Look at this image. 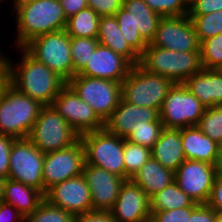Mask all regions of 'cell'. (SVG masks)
Masks as SVG:
<instances>
[{"instance_id":"6da1fadb","label":"cell","mask_w":222,"mask_h":222,"mask_svg":"<svg viewBox=\"0 0 222 222\" xmlns=\"http://www.w3.org/2000/svg\"><path fill=\"white\" fill-rule=\"evenodd\" d=\"M19 51L20 63L18 61L15 65L2 53V66L6 71L8 83L43 106L52 105L67 82L44 63L37 61L23 47L19 48Z\"/></svg>"},{"instance_id":"7a4b0ae2","label":"cell","mask_w":222,"mask_h":222,"mask_svg":"<svg viewBox=\"0 0 222 222\" xmlns=\"http://www.w3.org/2000/svg\"><path fill=\"white\" fill-rule=\"evenodd\" d=\"M13 5L17 49L35 37L65 29L67 17L59 0H28Z\"/></svg>"},{"instance_id":"3957f363","label":"cell","mask_w":222,"mask_h":222,"mask_svg":"<svg viewBox=\"0 0 222 222\" xmlns=\"http://www.w3.org/2000/svg\"><path fill=\"white\" fill-rule=\"evenodd\" d=\"M42 107L7 83L0 94V134L28 138Z\"/></svg>"},{"instance_id":"277c9868","label":"cell","mask_w":222,"mask_h":222,"mask_svg":"<svg viewBox=\"0 0 222 222\" xmlns=\"http://www.w3.org/2000/svg\"><path fill=\"white\" fill-rule=\"evenodd\" d=\"M114 16L124 38L141 56L154 39L162 17L144 0H122V7Z\"/></svg>"},{"instance_id":"5b68a950","label":"cell","mask_w":222,"mask_h":222,"mask_svg":"<svg viewBox=\"0 0 222 222\" xmlns=\"http://www.w3.org/2000/svg\"><path fill=\"white\" fill-rule=\"evenodd\" d=\"M140 65L150 73L158 74L175 83H184L202 69L200 52L171 51L147 46Z\"/></svg>"},{"instance_id":"8992f818","label":"cell","mask_w":222,"mask_h":222,"mask_svg":"<svg viewBox=\"0 0 222 222\" xmlns=\"http://www.w3.org/2000/svg\"><path fill=\"white\" fill-rule=\"evenodd\" d=\"M173 82L161 75L145 70L140 64L134 65L121 83L122 98L140 107L161 109L167 92Z\"/></svg>"},{"instance_id":"52a82bcc","label":"cell","mask_w":222,"mask_h":222,"mask_svg":"<svg viewBox=\"0 0 222 222\" xmlns=\"http://www.w3.org/2000/svg\"><path fill=\"white\" fill-rule=\"evenodd\" d=\"M85 151V164L105 169L125 179L124 138L105 127L80 135Z\"/></svg>"},{"instance_id":"ba28073f","label":"cell","mask_w":222,"mask_h":222,"mask_svg":"<svg viewBox=\"0 0 222 222\" xmlns=\"http://www.w3.org/2000/svg\"><path fill=\"white\" fill-rule=\"evenodd\" d=\"M28 139L43 154L68 148L75 144L80 135L52 105L41 108Z\"/></svg>"},{"instance_id":"9c48e42d","label":"cell","mask_w":222,"mask_h":222,"mask_svg":"<svg viewBox=\"0 0 222 222\" xmlns=\"http://www.w3.org/2000/svg\"><path fill=\"white\" fill-rule=\"evenodd\" d=\"M70 45L71 37L61 30L35 37L23 48L68 83L74 77Z\"/></svg>"},{"instance_id":"30bf717a","label":"cell","mask_w":222,"mask_h":222,"mask_svg":"<svg viewBox=\"0 0 222 222\" xmlns=\"http://www.w3.org/2000/svg\"><path fill=\"white\" fill-rule=\"evenodd\" d=\"M205 107L183 83H175L167 92L160 113L164 128L181 129L196 126Z\"/></svg>"},{"instance_id":"8fae6325","label":"cell","mask_w":222,"mask_h":222,"mask_svg":"<svg viewBox=\"0 0 222 222\" xmlns=\"http://www.w3.org/2000/svg\"><path fill=\"white\" fill-rule=\"evenodd\" d=\"M67 84L104 122L122 99L121 83L112 80L75 75Z\"/></svg>"},{"instance_id":"7c38bea8","label":"cell","mask_w":222,"mask_h":222,"mask_svg":"<svg viewBox=\"0 0 222 222\" xmlns=\"http://www.w3.org/2000/svg\"><path fill=\"white\" fill-rule=\"evenodd\" d=\"M44 156L28 139H15L9 156L8 178L31 186L44 194Z\"/></svg>"},{"instance_id":"4fadbf2b","label":"cell","mask_w":222,"mask_h":222,"mask_svg":"<svg viewBox=\"0 0 222 222\" xmlns=\"http://www.w3.org/2000/svg\"><path fill=\"white\" fill-rule=\"evenodd\" d=\"M85 151L79 139L72 146L47 153L43 162L44 195L53 185L82 175Z\"/></svg>"},{"instance_id":"5bb4252c","label":"cell","mask_w":222,"mask_h":222,"mask_svg":"<svg viewBox=\"0 0 222 222\" xmlns=\"http://www.w3.org/2000/svg\"><path fill=\"white\" fill-rule=\"evenodd\" d=\"M52 106L79 135L104 128L105 122L87 102L67 84L54 99Z\"/></svg>"},{"instance_id":"9a60e30c","label":"cell","mask_w":222,"mask_h":222,"mask_svg":"<svg viewBox=\"0 0 222 222\" xmlns=\"http://www.w3.org/2000/svg\"><path fill=\"white\" fill-rule=\"evenodd\" d=\"M148 46L179 52H200V42L188 15L162 17L155 37Z\"/></svg>"},{"instance_id":"2e32d148","label":"cell","mask_w":222,"mask_h":222,"mask_svg":"<svg viewBox=\"0 0 222 222\" xmlns=\"http://www.w3.org/2000/svg\"><path fill=\"white\" fill-rule=\"evenodd\" d=\"M215 178V165L196 160H185L174 172L179 188L198 204L208 202Z\"/></svg>"},{"instance_id":"e0dca14e","label":"cell","mask_w":222,"mask_h":222,"mask_svg":"<svg viewBox=\"0 0 222 222\" xmlns=\"http://www.w3.org/2000/svg\"><path fill=\"white\" fill-rule=\"evenodd\" d=\"M44 198L51 205L75 216L92 211L90 189L83 175L53 185L46 191Z\"/></svg>"},{"instance_id":"ac0fdd59","label":"cell","mask_w":222,"mask_h":222,"mask_svg":"<svg viewBox=\"0 0 222 222\" xmlns=\"http://www.w3.org/2000/svg\"><path fill=\"white\" fill-rule=\"evenodd\" d=\"M82 175L90 189L92 211H110L125 179L93 165H84Z\"/></svg>"},{"instance_id":"d6986e66","label":"cell","mask_w":222,"mask_h":222,"mask_svg":"<svg viewBox=\"0 0 222 222\" xmlns=\"http://www.w3.org/2000/svg\"><path fill=\"white\" fill-rule=\"evenodd\" d=\"M109 212L115 222H147L151 219L150 198L139 185L125 180Z\"/></svg>"},{"instance_id":"ffe728a7","label":"cell","mask_w":222,"mask_h":222,"mask_svg":"<svg viewBox=\"0 0 222 222\" xmlns=\"http://www.w3.org/2000/svg\"><path fill=\"white\" fill-rule=\"evenodd\" d=\"M133 65L112 49L98 44L86 66L76 75L122 83Z\"/></svg>"},{"instance_id":"44dd1931","label":"cell","mask_w":222,"mask_h":222,"mask_svg":"<svg viewBox=\"0 0 222 222\" xmlns=\"http://www.w3.org/2000/svg\"><path fill=\"white\" fill-rule=\"evenodd\" d=\"M161 122L159 110L140 107L126 102L123 98L105 121V128L114 135L127 138L132 126L138 122Z\"/></svg>"},{"instance_id":"7402d4cb","label":"cell","mask_w":222,"mask_h":222,"mask_svg":"<svg viewBox=\"0 0 222 222\" xmlns=\"http://www.w3.org/2000/svg\"><path fill=\"white\" fill-rule=\"evenodd\" d=\"M205 108L222 106V73L201 69L183 83Z\"/></svg>"},{"instance_id":"603a6c76","label":"cell","mask_w":222,"mask_h":222,"mask_svg":"<svg viewBox=\"0 0 222 222\" xmlns=\"http://www.w3.org/2000/svg\"><path fill=\"white\" fill-rule=\"evenodd\" d=\"M181 140L186 160L215 165L221 145L203 134L197 126L181 128Z\"/></svg>"},{"instance_id":"cb8c5ba5","label":"cell","mask_w":222,"mask_h":222,"mask_svg":"<svg viewBox=\"0 0 222 222\" xmlns=\"http://www.w3.org/2000/svg\"><path fill=\"white\" fill-rule=\"evenodd\" d=\"M152 158L163 167L175 172L186 160L181 140V129L163 128L151 149Z\"/></svg>"},{"instance_id":"d4e9b609","label":"cell","mask_w":222,"mask_h":222,"mask_svg":"<svg viewBox=\"0 0 222 222\" xmlns=\"http://www.w3.org/2000/svg\"><path fill=\"white\" fill-rule=\"evenodd\" d=\"M97 40L99 44L126 58L133 66L140 64L141 56L124 38L114 15L100 17Z\"/></svg>"},{"instance_id":"484cf974","label":"cell","mask_w":222,"mask_h":222,"mask_svg":"<svg viewBox=\"0 0 222 222\" xmlns=\"http://www.w3.org/2000/svg\"><path fill=\"white\" fill-rule=\"evenodd\" d=\"M139 185L149 198L163 191L174 180V172L163 167L157 160L150 158L130 179Z\"/></svg>"},{"instance_id":"4316f807","label":"cell","mask_w":222,"mask_h":222,"mask_svg":"<svg viewBox=\"0 0 222 222\" xmlns=\"http://www.w3.org/2000/svg\"><path fill=\"white\" fill-rule=\"evenodd\" d=\"M44 194L12 179H7L4 187L3 202L15 207L26 218L33 213L44 200Z\"/></svg>"},{"instance_id":"83f0119b","label":"cell","mask_w":222,"mask_h":222,"mask_svg":"<svg viewBox=\"0 0 222 222\" xmlns=\"http://www.w3.org/2000/svg\"><path fill=\"white\" fill-rule=\"evenodd\" d=\"M100 16L90 7L67 18L65 31L70 37L97 38Z\"/></svg>"},{"instance_id":"f1b7e54d","label":"cell","mask_w":222,"mask_h":222,"mask_svg":"<svg viewBox=\"0 0 222 222\" xmlns=\"http://www.w3.org/2000/svg\"><path fill=\"white\" fill-rule=\"evenodd\" d=\"M193 204L194 201L174 181L163 191L156 193L150 198V212L181 209L190 207Z\"/></svg>"},{"instance_id":"f546056e","label":"cell","mask_w":222,"mask_h":222,"mask_svg":"<svg viewBox=\"0 0 222 222\" xmlns=\"http://www.w3.org/2000/svg\"><path fill=\"white\" fill-rule=\"evenodd\" d=\"M125 180H130L151 157V150L124 138Z\"/></svg>"},{"instance_id":"4dcf8cb0","label":"cell","mask_w":222,"mask_h":222,"mask_svg":"<svg viewBox=\"0 0 222 222\" xmlns=\"http://www.w3.org/2000/svg\"><path fill=\"white\" fill-rule=\"evenodd\" d=\"M163 128L162 122H138L132 126V132L126 140L151 150Z\"/></svg>"},{"instance_id":"1f68e13d","label":"cell","mask_w":222,"mask_h":222,"mask_svg":"<svg viewBox=\"0 0 222 222\" xmlns=\"http://www.w3.org/2000/svg\"><path fill=\"white\" fill-rule=\"evenodd\" d=\"M194 26L199 42L207 38L222 34V10L206 15L188 16Z\"/></svg>"},{"instance_id":"d6a6232c","label":"cell","mask_w":222,"mask_h":222,"mask_svg":"<svg viewBox=\"0 0 222 222\" xmlns=\"http://www.w3.org/2000/svg\"><path fill=\"white\" fill-rule=\"evenodd\" d=\"M98 44L97 38L71 37L70 51L74 76L86 66Z\"/></svg>"},{"instance_id":"836d02e7","label":"cell","mask_w":222,"mask_h":222,"mask_svg":"<svg viewBox=\"0 0 222 222\" xmlns=\"http://www.w3.org/2000/svg\"><path fill=\"white\" fill-rule=\"evenodd\" d=\"M75 215L51 205L45 199L38 208L25 218V222H75Z\"/></svg>"},{"instance_id":"e575fe53","label":"cell","mask_w":222,"mask_h":222,"mask_svg":"<svg viewBox=\"0 0 222 222\" xmlns=\"http://www.w3.org/2000/svg\"><path fill=\"white\" fill-rule=\"evenodd\" d=\"M203 134L222 144V106L206 108L196 125Z\"/></svg>"},{"instance_id":"d590c367","label":"cell","mask_w":222,"mask_h":222,"mask_svg":"<svg viewBox=\"0 0 222 222\" xmlns=\"http://www.w3.org/2000/svg\"><path fill=\"white\" fill-rule=\"evenodd\" d=\"M200 57L203 69H217L222 64V34L200 43Z\"/></svg>"},{"instance_id":"8d00e7d4","label":"cell","mask_w":222,"mask_h":222,"mask_svg":"<svg viewBox=\"0 0 222 222\" xmlns=\"http://www.w3.org/2000/svg\"><path fill=\"white\" fill-rule=\"evenodd\" d=\"M148 7L161 17L186 16L189 0H144Z\"/></svg>"},{"instance_id":"74e56055","label":"cell","mask_w":222,"mask_h":222,"mask_svg":"<svg viewBox=\"0 0 222 222\" xmlns=\"http://www.w3.org/2000/svg\"><path fill=\"white\" fill-rule=\"evenodd\" d=\"M199 205L200 204L198 203H194L190 207H184L181 209L152 212L151 220L153 222H188V218L190 217L191 213Z\"/></svg>"},{"instance_id":"f35d334b","label":"cell","mask_w":222,"mask_h":222,"mask_svg":"<svg viewBox=\"0 0 222 222\" xmlns=\"http://www.w3.org/2000/svg\"><path fill=\"white\" fill-rule=\"evenodd\" d=\"M222 10V0H189L188 16H198Z\"/></svg>"},{"instance_id":"ab89813d","label":"cell","mask_w":222,"mask_h":222,"mask_svg":"<svg viewBox=\"0 0 222 222\" xmlns=\"http://www.w3.org/2000/svg\"><path fill=\"white\" fill-rule=\"evenodd\" d=\"M87 5L100 17L113 16L122 7V0H87Z\"/></svg>"},{"instance_id":"60d3db41","label":"cell","mask_w":222,"mask_h":222,"mask_svg":"<svg viewBox=\"0 0 222 222\" xmlns=\"http://www.w3.org/2000/svg\"><path fill=\"white\" fill-rule=\"evenodd\" d=\"M15 138L0 134V177L8 179L9 156Z\"/></svg>"},{"instance_id":"b9f144b4","label":"cell","mask_w":222,"mask_h":222,"mask_svg":"<svg viewBox=\"0 0 222 222\" xmlns=\"http://www.w3.org/2000/svg\"><path fill=\"white\" fill-rule=\"evenodd\" d=\"M216 212L207 204H200L188 218V222H215Z\"/></svg>"},{"instance_id":"7bdbcfd3","label":"cell","mask_w":222,"mask_h":222,"mask_svg":"<svg viewBox=\"0 0 222 222\" xmlns=\"http://www.w3.org/2000/svg\"><path fill=\"white\" fill-rule=\"evenodd\" d=\"M206 204L216 213H222V178H215L209 200Z\"/></svg>"},{"instance_id":"ee69618b","label":"cell","mask_w":222,"mask_h":222,"mask_svg":"<svg viewBox=\"0 0 222 222\" xmlns=\"http://www.w3.org/2000/svg\"><path fill=\"white\" fill-rule=\"evenodd\" d=\"M0 222H25V218L15 207L5 202H1Z\"/></svg>"},{"instance_id":"f6af8a7d","label":"cell","mask_w":222,"mask_h":222,"mask_svg":"<svg viewBox=\"0 0 222 222\" xmlns=\"http://www.w3.org/2000/svg\"><path fill=\"white\" fill-rule=\"evenodd\" d=\"M75 222H115L108 211H91L75 217Z\"/></svg>"},{"instance_id":"bcb514c9","label":"cell","mask_w":222,"mask_h":222,"mask_svg":"<svg viewBox=\"0 0 222 222\" xmlns=\"http://www.w3.org/2000/svg\"><path fill=\"white\" fill-rule=\"evenodd\" d=\"M65 16L68 18L88 7L87 0H59Z\"/></svg>"},{"instance_id":"7dc6e473","label":"cell","mask_w":222,"mask_h":222,"mask_svg":"<svg viewBox=\"0 0 222 222\" xmlns=\"http://www.w3.org/2000/svg\"><path fill=\"white\" fill-rule=\"evenodd\" d=\"M7 83H8V77H7L4 67L1 65L0 66V94L2 93V90L4 89Z\"/></svg>"},{"instance_id":"c3c4849f","label":"cell","mask_w":222,"mask_h":222,"mask_svg":"<svg viewBox=\"0 0 222 222\" xmlns=\"http://www.w3.org/2000/svg\"><path fill=\"white\" fill-rule=\"evenodd\" d=\"M215 174H216V178H222V152L221 151L215 163Z\"/></svg>"},{"instance_id":"681fc988","label":"cell","mask_w":222,"mask_h":222,"mask_svg":"<svg viewBox=\"0 0 222 222\" xmlns=\"http://www.w3.org/2000/svg\"><path fill=\"white\" fill-rule=\"evenodd\" d=\"M6 180L7 179H4V178L0 177V203L3 202L4 187H5Z\"/></svg>"},{"instance_id":"f907efd6","label":"cell","mask_w":222,"mask_h":222,"mask_svg":"<svg viewBox=\"0 0 222 222\" xmlns=\"http://www.w3.org/2000/svg\"><path fill=\"white\" fill-rule=\"evenodd\" d=\"M215 222H222V213L216 214Z\"/></svg>"},{"instance_id":"816d5d0a","label":"cell","mask_w":222,"mask_h":222,"mask_svg":"<svg viewBox=\"0 0 222 222\" xmlns=\"http://www.w3.org/2000/svg\"><path fill=\"white\" fill-rule=\"evenodd\" d=\"M217 70L222 73V64L220 66H218Z\"/></svg>"},{"instance_id":"f5cc1de1","label":"cell","mask_w":222,"mask_h":222,"mask_svg":"<svg viewBox=\"0 0 222 222\" xmlns=\"http://www.w3.org/2000/svg\"><path fill=\"white\" fill-rule=\"evenodd\" d=\"M22 1H28V0H13L14 3L22 2Z\"/></svg>"},{"instance_id":"db71d44e","label":"cell","mask_w":222,"mask_h":222,"mask_svg":"<svg viewBox=\"0 0 222 222\" xmlns=\"http://www.w3.org/2000/svg\"><path fill=\"white\" fill-rule=\"evenodd\" d=\"M2 65V54L0 52V66Z\"/></svg>"}]
</instances>
